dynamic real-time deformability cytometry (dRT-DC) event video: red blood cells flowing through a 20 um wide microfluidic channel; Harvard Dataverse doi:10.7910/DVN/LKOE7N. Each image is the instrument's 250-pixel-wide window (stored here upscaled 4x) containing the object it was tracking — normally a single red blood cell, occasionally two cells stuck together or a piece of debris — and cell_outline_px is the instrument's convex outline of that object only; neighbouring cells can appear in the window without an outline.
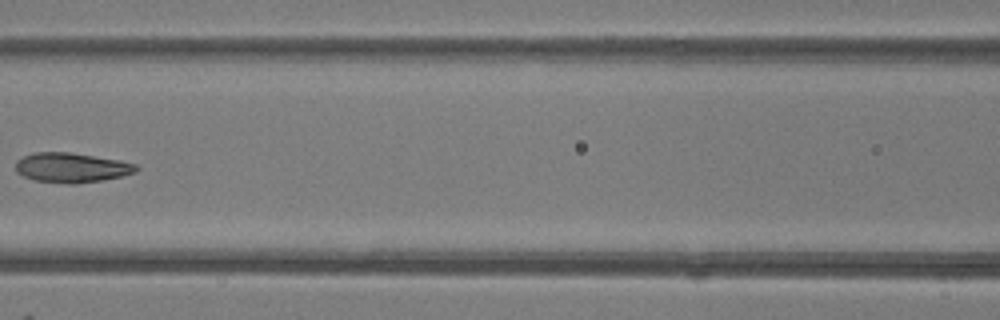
{"species": "common noctule bat (a hibernating species)", "species_latin": "Nyctalus noctula", "temperature_condition": "room temperature", "stored_images_in_passage": 7, "camera_frame_rate_fps": 3000, "um_per_image_px": 0.085, "animal": {"sex": "female"}, "frame": {"image": 1, "passage_image": 6, "time_ms": 5.667, "image_size_px": [1000, 320], "cell_outline_px": [[140, 168], [136, 172], [104, 180], [76, 184], [68, 184], [32, 180], [16, 172], [16, 160], [24, 156], [36, 152], [68, 152], [120, 160], [136, 164]], "centroid_in_image_um": [6.08, 14.25], "position_along_channel_um": 160.5, "area_um2": 20.98}}
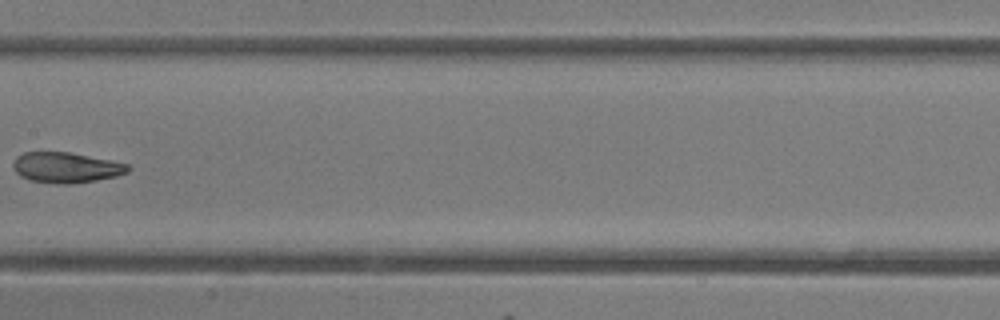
{"frame": {"image": 2, "passage_image": 7, "time_ms": 6.667, "image_size_px": [1000, 320], "cell_outline_px": [[132, 168], [128, 172], [116, 176], [96, 180], [68, 184], [60, 184], [28, 180], [20, 176], [12, 168], [12, 164], [16, 156], [24, 152], [68, 152], [128, 164]], "centroid_in_image_um": [5.58, 14.24], "position_along_channel_um": 201.8, "area_um2": 20.35}}